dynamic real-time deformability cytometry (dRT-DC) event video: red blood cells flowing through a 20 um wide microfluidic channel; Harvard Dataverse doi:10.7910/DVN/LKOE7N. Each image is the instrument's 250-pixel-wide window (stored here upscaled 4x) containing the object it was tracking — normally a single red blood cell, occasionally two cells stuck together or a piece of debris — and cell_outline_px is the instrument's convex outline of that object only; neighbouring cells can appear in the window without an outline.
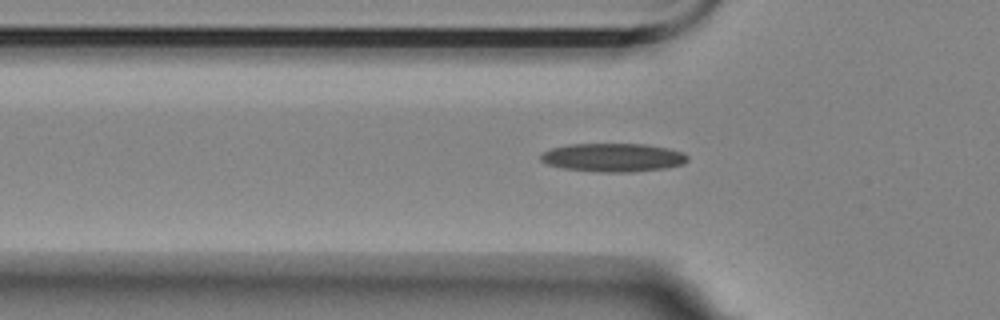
{"species": "Egyptian fruit bat (a non-hibernating species)", "species_latin": "Rousettus aegyptiacus", "temperature_condition": "room temperature", "stored_images_in_passage": 43, "camera_frame_rate_fps": 3000, "um_per_image_px": 0.085, "animal": {"sex": "female"}, "frame": {"image": 1, "passage_image": 4, "time_ms": 1.0, "image_size_px": [1000, 320], "cell_outline_px": [[688, 160], [684, 164], [664, 168], [632, 172], [600, 172], [564, 168], [548, 164], [540, 160], [540, 156], [544, 152], [552, 148], [568, 144], [644, 144], [668, 148], [684, 152], [688, 156]], "centroid_in_image_um": [52.14, 13.38], "position_along_channel_um": 73.7, "area_um2": 24.33}}
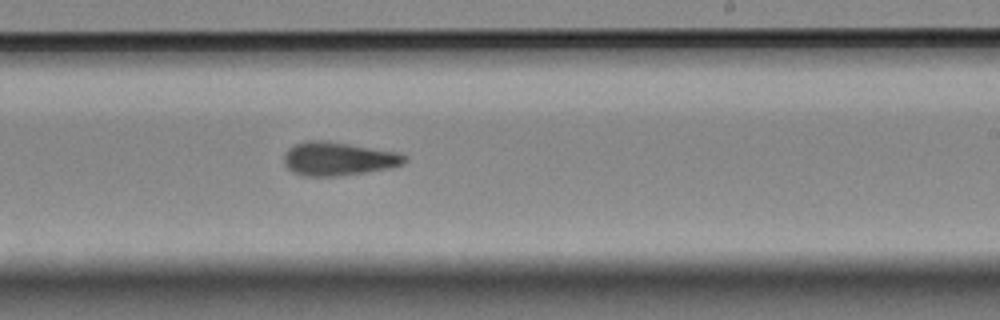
{"frame": {"image": 2, "passage_image": 20, "time_ms": 6.333, "image_size_px": [1000, 320], "cell_outline_px": [[408, 160], [404, 164], [392, 168], [340, 176], [304, 176], [292, 172], [284, 164], [284, 152], [288, 148], [304, 140], [324, 140], [396, 152], [404, 156]], "centroid_in_image_um": [28.72, 13.5], "position_along_channel_um": 260.3, "area_um2": 23.64}}
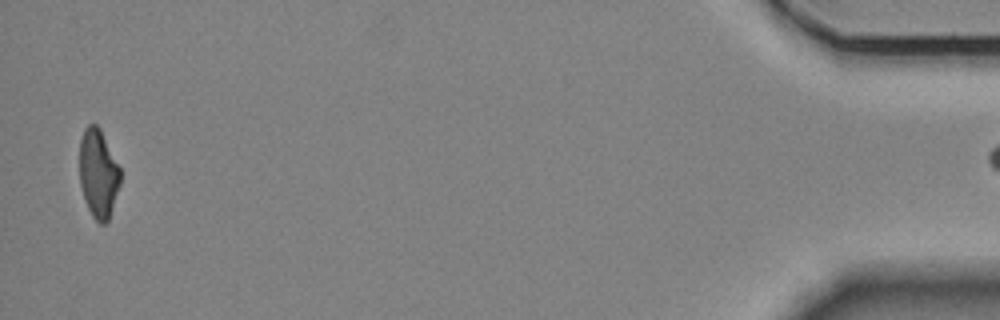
{"frame": {"image": 3, "passage_image": 42, "time_ms": 13.667, "image_size_px": [1000, 320], "cell_outline_px": [[120, 184], [108, 220], [104, 224], [100, 224], [92, 216], [84, 200], [80, 184], [80, 140], [84, 128], [88, 124], [96, 124], [100, 128], [120, 168]], "centroid_in_image_um": [8.34, 14.74], "position_along_channel_um": 426.9, "area_um2": 20.98}}